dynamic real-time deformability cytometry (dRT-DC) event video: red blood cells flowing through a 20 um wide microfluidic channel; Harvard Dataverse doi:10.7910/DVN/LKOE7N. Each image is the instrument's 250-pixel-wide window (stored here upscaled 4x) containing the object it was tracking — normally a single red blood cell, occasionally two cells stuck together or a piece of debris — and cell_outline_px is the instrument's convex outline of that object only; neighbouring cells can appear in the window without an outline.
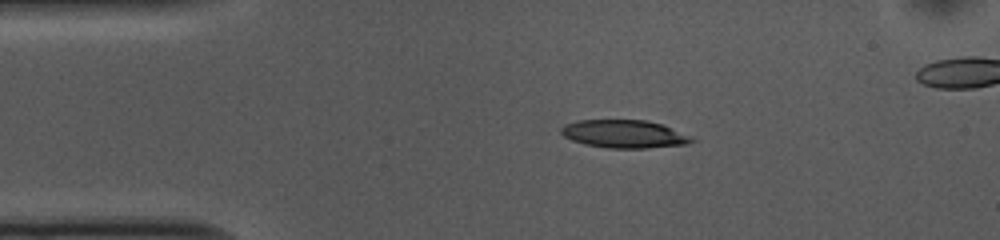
{"species": "common noctule bat (a hibernating species)", "species_latin": "Nyctalus noctula", "temperature_condition": "cold", "stored_images_in_passage": 41, "camera_frame_rate_fps": 3000, "um_per_image_px": 0.085, "animal": {"sex": "female", "body_mass_g": 10.0, "forearm_length_mm": 53.1}, "frame": {"image": 1, "passage_image": 1, "time_ms": 0.0, "image_size_px": [1000, 240], "cell_outline_px": [[696, 140], [688, 144], [648, 148], [604, 148], [584, 144], [572, 140], [564, 136], [560, 132], [560, 128], [564, 124], [576, 120], [644, 120], [664, 124]], "centroid_in_image_um": [53.02, 11.39], "position_along_channel_um": 32.0, "area_um2": 21.39}}
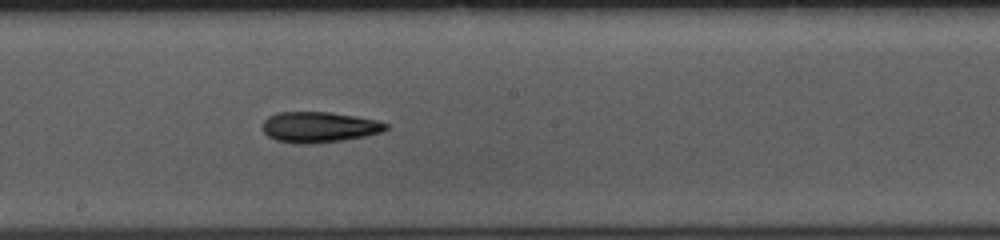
{"frame": {"image": 2, "passage_image": 19, "time_ms": 6.0, "image_size_px": [1000, 240], "cell_outline_px": [[388, 128], [380, 132], [364, 136], [344, 140], [308, 144], [300, 144], [276, 140], [268, 136], [264, 132], [264, 120], [268, 116], [276, 112], [332, 112], [356, 116], [376, 120], [388, 124]], "centroid_in_image_um": [27.11, 10.8], "position_along_channel_um": 221.1, "area_um2": 21.96}}
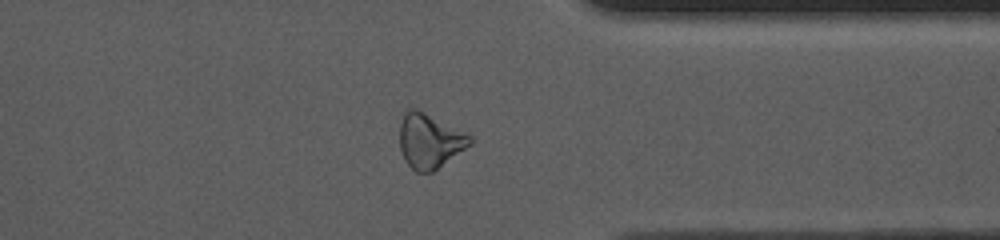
{"frame": {"image": 3, "passage_image": 32, "time_ms": 10.333, "image_size_px": [1000, 240], "cell_outline_px": [[472, 144], [432, 172], [416, 172], [404, 160], [400, 148], [400, 124], [404, 108], [416, 108], [472, 136]], "centroid_in_image_um": [36.49, 11.96], "position_along_channel_um": 374.9, "area_um2": 22.31}, "authors_computed_cell_mechanics": {"area_um2": 21.7906, "velocity_mm_per_s": 3.7213, "shape_relaxation_time_tau1_ms": 4.7532, "shape_relaxation_time_tau2_ms": null, "deformation_change_tau1": 0.159, "deformation_change_tau2": null}}